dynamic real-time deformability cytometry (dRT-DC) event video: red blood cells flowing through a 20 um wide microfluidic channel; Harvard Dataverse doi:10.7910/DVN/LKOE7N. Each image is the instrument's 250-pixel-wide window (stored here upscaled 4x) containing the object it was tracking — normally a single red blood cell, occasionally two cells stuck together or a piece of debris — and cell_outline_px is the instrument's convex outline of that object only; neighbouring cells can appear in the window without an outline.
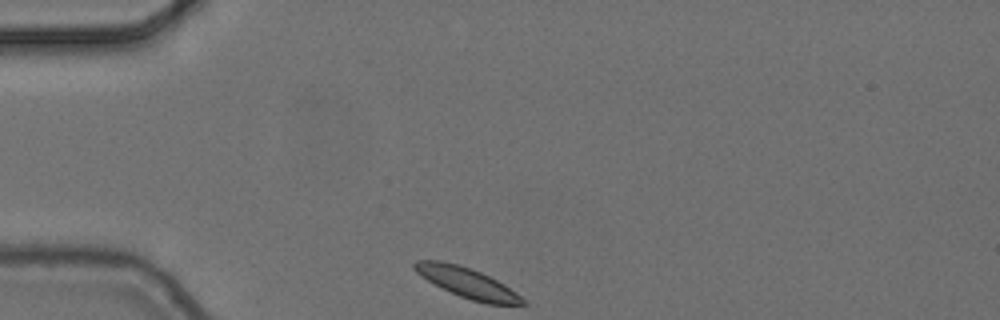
{"species": "common noctule bat (a hibernating species)", "species_latin": "Nyctalus noctula", "temperature_condition": "cold", "stored_images_in_passage": 3, "camera_frame_rate_fps": 3000, "um_per_image_px": 0.085, "animal": {"sex": "female", "body_mass_g": 24.6, "forearm_length_mm": 56.2}, "frame": {"image": 1, "passage_image": 1, "time_ms": 0.0, "image_size_px": [1000, 320], "cell_outline_px": [[528, 304], [488, 304], [472, 300], [460, 296], [428, 280], [416, 272], [412, 268], [412, 264], [416, 260], [440, 260], [472, 268], [504, 284], [516, 292]], "centroid_in_image_um": [39.69, 24.01], "position_along_channel_um": 45.3, "area_um2": 18.61}}
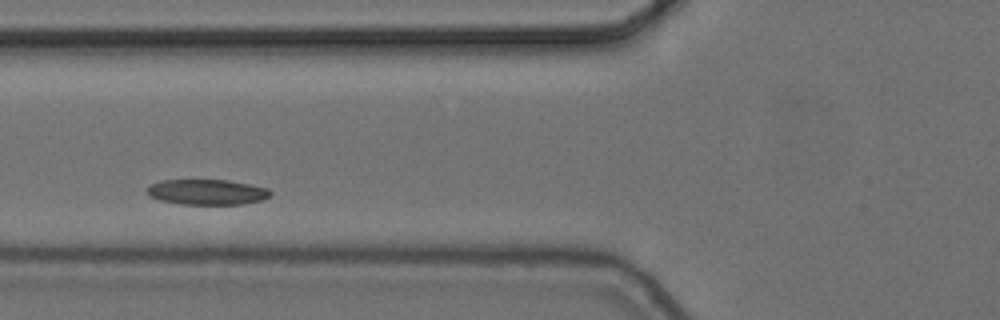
{"frame": {"image": 2, "passage_image": 3, "time_ms": 0.667, "image_size_px": [1000, 320], "cell_outline_px": [[272, 192], [264, 200], [244, 204], [180, 204], [160, 200], [148, 196], [148, 184], [160, 180], [228, 180], [252, 184], [268, 188]], "centroid_in_image_um": [17.6, 16.32], "position_along_channel_um": 108.2, "area_um2": 18.44}}